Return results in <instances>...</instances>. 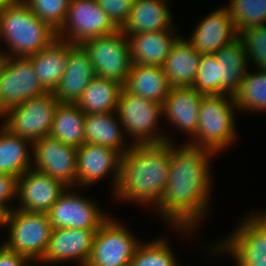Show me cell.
Listing matches in <instances>:
<instances>
[{"instance_id": "22", "label": "cell", "mask_w": 266, "mask_h": 266, "mask_svg": "<svg viewBox=\"0 0 266 266\" xmlns=\"http://www.w3.org/2000/svg\"><path fill=\"white\" fill-rule=\"evenodd\" d=\"M175 30L125 34L132 64L161 66L179 35Z\"/></svg>"}, {"instance_id": "8", "label": "cell", "mask_w": 266, "mask_h": 266, "mask_svg": "<svg viewBox=\"0 0 266 266\" xmlns=\"http://www.w3.org/2000/svg\"><path fill=\"white\" fill-rule=\"evenodd\" d=\"M58 103L53 92H45L11 107L0 116V120L5 119L2 125L10 132L33 144L49 136Z\"/></svg>"}, {"instance_id": "5", "label": "cell", "mask_w": 266, "mask_h": 266, "mask_svg": "<svg viewBox=\"0 0 266 266\" xmlns=\"http://www.w3.org/2000/svg\"><path fill=\"white\" fill-rule=\"evenodd\" d=\"M243 218L229 237L207 248L213 255L230 254L236 266H266V221L256 211Z\"/></svg>"}, {"instance_id": "21", "label": "cell", "mask_w": 266, "mask_h": 266, "mask_svg": "<svg viewBox=\"0 0 266 266\" xmlns=\"http://www.w3.org/2000/svg\"><path fill=\"white\" fill-rule=\"evenodd\" d=\"M168 0H135L129 17L120 29L124 34L174 30Z\"/></svg>"}, {"instance_id": "40", "label": "cell", "mask_w": 266, "mask_h": 266, "mask_svg": "<svg viewBox=\"0 0 266 266\" xmlns=\"http://www.w3.org/2000/svg\"><path fill=\"white\" fill-rule=\"evenodd\" d=\"M10 210L7 207L0 206V227L7 228L8 225V218H9Z\"/></svg>"}, {"instance_id": "33", "label": "cell", "mask_w": 266, "mask_h": 266, "mask_svg": "<svg viewBox=\"0 0 266 266\" xmlns=\"http://www.w3.org/2000/svg\"><path fill=\"white\" fill-rule=\"evenodd\" d=\"M226 7L234 21L236 31L266 24V0H230Z\"/></svg>"}, {"instance_id": "1", "label": "cell", "mask_w": 266, "mask_h": 266, "mask_svg": "<svg viewBox=\"0 0 266 266\" xmlns=\"http://www.w3.org/2000/svg\"><path fill=\"white\" fill-rule=\"evenodd\" d=\"M174 144L170 147L168 183L155 209L169 228L188 235L198 229L210 210L213 187L210 165L216 154L186 143Z\"/></svg>"}, {"instance_id": "37", "label": "cell", "mask_w": 266, "mask_h": 266, "mask_svg": "<svg viewBox=\"0 0 266 266\" xmlns=\"http://www.w3.org/2000/svg\"><path fill=\"white\" fill-rule=\"evenodd\" d=\"M135 0H96L113 24L121 29L126 23Z\"/></svg>"}, {"instance_id": "39", "label": "cell", "mask_w": 266, "mask_h": 266, "mask_svg": "<svg viewBox=\"0 0 266 266\" xmlns=\"http://www.w3.org/2000/svg\"><path fill=\"white\" fill-rule=\"evenodd\" d=\"M31 262L19 253L0 243V266H29Z\"/></svg>"}, {"instance_id": "31", "label": "cell", "mask_w": 266, "mask_h": 266, "mask_svg": "<svg viewBox=\"0 0 266 266\" xmlns=\"http://www.w3.org/2000/svg\"><path fill=\"white\" fill-rule=\"evenodd\" d=\"M238 112L266 111V70H248L234 96Z\"/></svg>"}, {"instance_id": "14", "label": "cell", "mask_w": 266, "mask_h": 266, "mask_svg": "<svg viewBox=\"0 0 266 266\" xmlns=\"http://www.w3.org/2000/svg\"><path fill=\"white\" fill-rule=\"evenodd\" d=\"M32 168L76 187L78 149L65 145L56 138L44 136L33 143Z\"/></svg>"}, {"instance_id": "4", "label": "cell", "mask_w": 266, "mask_h": 266, "mask_svg": "<svg viewBox=\"0 0 266 266\" xmlns=\"http://www.w3.org/2000/svg\"><path fill=\"white\" fill-rule=\"evenodd\" d=\"M236 110L235 98L231 95H204L200 103L197 130L185 143L206 148L215 154L222 153L238 139L234 115Z\"/></svg>"}, {"instance_id": "12", "label": "cell", "mask_w": 266, "mask_h": 266, "mask_svg": "<svg viewBox=\"0 0 266 266\" xmlns=\"http://www.w3.org/2000/svg\"><path fill=\"white\" fill-rule=\"evenodd\" d=\"M118 30L96 0H71L66 20L57 32V37L72 44H82Z\"/></svg>"}, {"instance_id": "17", "label": "cell", "mask_w": 266, "mask_h": 266, "mask_svg": "<svg viewBox=\"0 0 266 266\" xmlns=\"http://www.w3.org/2000/svg\"><path fill=\"white\" fill-rule=\"evenodd\" d=\"M238 38V32L226 6L219 7L198 22L187 40L200 54H214Z\"/></svg>"}, {"instance_id": "36", "label": "cell", "mask_w": 266, "mask_h": 266, "mask_svg": "<svg viewBox=\"0 0 266 266\" xmlns=\"http://www.w3.org/2000/svg\"><path fill=\"white\" fill-rule=\"evenodd\" d=\"M37 17L58 32L64 24L71 0H23Z\"/></svg>"}, {"instance_id": "6", "label": "cell", "mask_w": 266, "mask_h": 266, "mask_svg": "<svg viewBox=\"0 0 266 266\" xmlns=\"http://www.w3.org/2000/svg\"><path fill=\"white\" fill-rule=\"evenodd\" d=\"M8 239L3 244L10 250L40 263L52 233L47 213L12 209L8 218Z\"/></svg>"}, {"instance_id": "7", "label": "cell", "mask_w": 266, "mask_h": 266, "mask_svg": "<svg viewBox=\"0 0 266 266\" xmlns=\"http://www.w3.org/2000/svg\"><path fill=\"white\" fill-rule=\"evenodd\" d=\"M116 113L126 135L131 140L134 138L133 144L174 142L165 131H157L159 119L163 117L162 104L134 95L123 87Z\"/></svg>"}, {"instance_id": "38", "label": "cell", "mask_w": 266, "mask_h": 266, "mask_svg": "<svg viewBox=\"0 0 266 266\" xmlns=\"http://www.w3.org/2000/svg\"><path fill=\"white\" fill-rule=\"evenodd\" d=\"M17 178L13 175L0 173V206L7 207L10 211L15 208L12 199H16ZM10 203L12 207L10 206Z\"/></svg>"}, {"instance_id": "30", "label": "cell", "mask_w": 266, "mask_h": 266, "mask_svg": "<svg viewBox=\"0 0 266 266\" xmlns=\"http://www.w3.org/2000/svg\"><path fill=\"white\" fill-rule=\"evenodd\" d=\"M122 88L117 81L95 76L76 104L85 114L116 112Z\"/></svg>"}, {"instance_id": "16", "label": "cell", "mask_w": 266, "mask_h": 266, "mask_svg": "<svg viewBox=\"0 0 266 266\" xmlns=\"http://www.w3.org/2000/svg\"><path fill=\"white\" fill-rule=\"evenodd\" d=\"M66 189L61 181L31 168L17 179L15 209L47 213Z\"/></svg>"}, {"instance_id": "24", "label": "cell", "mask_w": 266, "mask_h": 266, "mask_svg": "<svg viewBox=\"0 0 266 266\" xmlns=\"http://www.w3.org/2000/svg\"><path fill=\"white\" fill-rule=\"evenodd\" d=\"M84 129L85 143L107 146L121 155L133 145L132 141L126 145V133L116 112L85 114Z\"/></svg>"}, {"instance_id": "9", "label": "cell", "mask_w": 266, "mask_h": 266, "mask_svg": "<svg viewBox=\"0 0 266 266\" xmlns=\"http://www.w3.org/2000/svg\"><path fill=\"white\" fill-rule=\"evenodd\" d=\"M81 45L89 54L95 76L125 85L132 61L128 38L120 29L86 40Z\"/></svg>"}, {"instance_id": "42", "label": "cell", "mask_w": 266, "mask_h": 266, "mask_svg": "<svg viewBox=\"0 0 266 266\" xmlns=\"http://www.w3.org/2000/svg\"><path fill=\"white\" fill-rule=\"evenodd\" d=\"M261 217H263L264 219H265V221H266V211L264 212H260V213H258Z\"/></svg>"}, {"instance_id": "32", "label": "cell", "mask_w": 266, "mask_h": 266, "mask_svg": "<svg viewBox=\"0 0 266 266\" xmlns=\"http://www.w3.org/2000/svg\"><path fill=\"white\" fill-rule=\"evenodd\" d=\"M165 239L158 237L150 242H140L130 266H180L168 240Z\"/></svg>"}, {"instance_id": "3", "label": "cell", "mask_w": 266, "mask_h": 266, "mask_svg": "<svg viewBox=\"0 0 266 266\" xmlns=\"http://www.w3.org/2000/svg\"><path fill=\"white\" fill-rule=\"evenodd\" d=\"M1 38L8 46L6 51L0 49L2 56L28 57L48 46L57 38V32L40 20L23 0H16L0 12Z\"/></svg>"}, {"instance_id": "34", "label": "cell", "mask_w": 266, "mask_h": 266, "mask_svg": "<svg viewBox=\"0 0 266 266\" xmlns=\"http://www.w3.org/2000/svg\"><path fill=\"white\" fill-rule=\"evenodd\" d=\"M248 62L257 70H266V24L247 27L238 32Z\"/></svg>"}, {"instance_id": "41", "label": "cell", "mask_w": 266, "mask_h": 266, "mask_svg": "<svg viewBox=\"0 0 266 266\" xmlns=\"http://www.w3.org/2000/svg\"><path fill=\"white\" fill-rule=\"evenodd\" d=\"M16 0H0V12L3 11L6 7L13 4Z\"/></svg>"}, {"instance_id": "26", "label": "cell", "mask_w": 266, "mask_h": 266, "mask_svg": "<svg viewBox=\"0 0 266 266\" xmlns=\"http://www.w3.org/2000/svg\"><path fill=\"white\" fill-rule=\"evenodd\" d=\"M215 54L220 64V94L235 96L250 65L239 38L222 47Z\"/></svg>"}, {"instance_id": "13", "label": "cell", "mask_w": 266, "mask_h": 266, "mask_svg": "<svg viewBox=\"0 0 266 266\" xmlns=\"http://www.w3.org/2000/svg\"><path fill=\"white\" fill-rule=\"evenodd\" d=\"M72 189L75 190L67 187L47 212L52 228L98 230L110 215L103 212L92 199L76 194Z\"/></svg>"}, {"instance_id": "19", "label": "cell", "mask_w": 266, "mask_h": 266, "mask_svg": "<svg viewBox=\"0 0 266 266\" xmlns=\"http://www.w3.org/2000/svg\"><path fill=\"white\" fill-rule=\"evenodd\" d=\"M95 77L88 52L81 44L69 42L68 60L62 80L53 91L59 103H77Z\"/></svg>"}, {"instance_id": "11", "label": "cell", "mask_w": 266, "mask_h": 266, "mask_svg": "<svg viewBox=\"0 0 266 266\" xmlns=\"http://www.w3.org/2000/svg\"><path fill=\"white\" fill-rule=\"evenodd\" d=\"M140 242L120 221L109 217L95 233L86 266H130Z\"/></svg>"}, {"instance_id": "2", "label": "cell", "mask_w": 266, "mask_h": 266, "mask_svg": "<svg viewBox=\"0 0 266 266\" xmlns=\"http://www.w3.org/2000/svg\"><path fill=\"white\" fill-rule=\"evenodd\" d=\"M172 144L166 141L133 144L121 156L115 198L132 204L134 202L145 206L154 204L156 208L168 183Z\"/></svg>"}, {"instance_id": "35", "label": "cell", "mask_w": 266, "mask_h": 266, "mask_svg": "<svg viewBox=\"0 0 266 266\" xmlns=\"http://www.w3.org/2000/svg\"><path fill=\"white\" fill-rule=\"evenodd\" d=\"M192 88L203 95L220 94V64L215 54H202Z\"/></svg>"}, {"instance_id": "27", "label": "cell", "mask_w": 266, "mask_h": 266, "mask_svg": "<svg viewBox=\"0 0 266 266\" xmlns=\"http://www.w3.org/2000/svg\"><path fill=\"white\" fill-rule=\"evenodd\" d=\"M123 87L134 95L160 104H163L171 89L161 66L140 64H132Z\"/></svg>"}, {"instance_id": "15", "label": "cell", "mask_w": 266, "mask_h": 266, "mask_svg": "<svg viewBox=\"0 0 266 266\" xmlns=\"http://www.w3.org/2000/svg\"><path fill=\"white\" fill-rule=\"evenodd\" d=\"M121 156L110 147L84 143L77 153L76 187H89L112 174V190L115 192L119 182Z\"/></svg>"}, {"instance_id": "29", "label": "cell", "mask_w": 266, "mask_h": 266, "mask_svg": "<svg viewBox=\"0 0 266 266\" xmlns=\"http://www.w3.org/2000/svg\"><path fill=\"white\" fill-rule=\"evenodd\" d=\"M84 119L76 103H58L49 136L78 149L85 143Z\"/></svg>"}, {"instance_id": "10", "label": "cell", "mask_w": 266, "mask_h": 266, "mask_svg": "<svg viewBox=\"0 0 266 266\" xmlns=\"http://www.w3.org/2000/svg\"><path fill=\"white\" fill-rule=\"evenodd\" d=\"M47 92L29 57L3 56L0 63V116L25 100Z\"/></svg>"}, {"instance_id": "28", "label": "cell", "mask_w": 266, "mask_h": 266, "mask_svg": "<svg viewBox=\"0 0 266 266\" xmlns=\"http://www.w3.org/2000/svg\"><path fill=\"white\" fill-rule=\"evenodd\" d=\"M33 144L0 125V173L17 179L32 168Z\"/></svg>"}, {"instance_id": "20", "label": "cell", "mask_w": 266, "mask_h": 266, "mask_svg": "<svg viewBox=\"0 0 266 266\" xmlns=\"http://www.w3.org/2000/svg\"><path fill=\"white\" fill-rule=\"evenodd\" d=\"M203 94L192 87H171L162 104V114L168 123L188 134L189 140L198 127L200 103Z\"/></svg>"}, {"instance_id": "25", "label": "cell", "mask_w": 266, "mask_h": 266, "mask_svg": "<svg viewBox=\"0 0 266 266\" xmlns=\"http://www.w3.org/2000/svg\"><path fill=\"white\" fill-rule=\"evenodd\" d=\"M68 53L69 42L57 37L43 50L28 56L41 85L47 92H53L62 80Z\"/></svg>"}, {"instance_id": "18", "label": "cell", "mask_w": 266, "mask_h": 266, "mask_svg": "<svg viewBox=\"0 0 266 266\" xmlns=\"http://www.w3.org/2000/svg\"><path fill=\"white\" fill-rule=\"evenodd\" d=\"M97 230L72 228L53 229L49 244L41 264L77 261L79 266H86Z\"/></svg>"}, {"instance_id": "23", "label": "cell", "mask_w": 266, "mask_h": 266, "mask_svg": "<svg viewBox=\"0 0 266 266\" xmlns=\"http://www.w3.org/2000/svg\"><path fill=\"white\" fill-rule=\"evenodd\" d=\"M202 54L184 37H178L162 65L171 87H192Z\"/></svg>"}]
</instances>
